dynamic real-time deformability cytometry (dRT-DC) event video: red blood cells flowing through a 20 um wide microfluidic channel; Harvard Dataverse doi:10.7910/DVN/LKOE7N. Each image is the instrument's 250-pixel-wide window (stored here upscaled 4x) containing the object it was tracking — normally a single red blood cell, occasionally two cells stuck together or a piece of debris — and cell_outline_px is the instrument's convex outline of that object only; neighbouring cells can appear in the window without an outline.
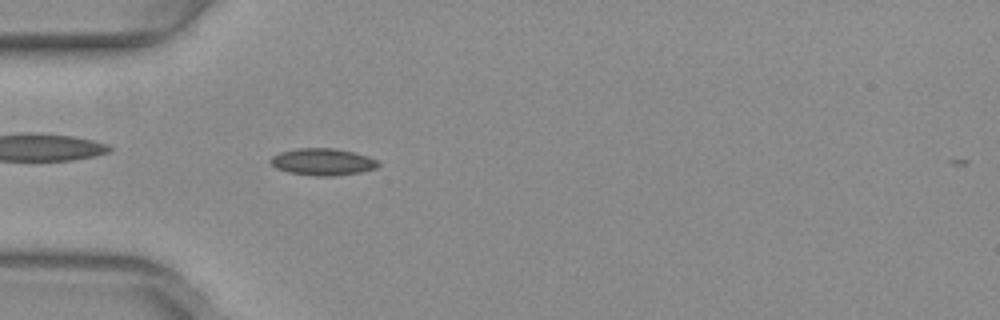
{"species": "common noctule bat (a hibernating species)", "species_latin": "Nyctalus noctula", "temperature_condition": "warm", "stored_images_in_passage": 52, "camera_frame_rate_fps": 3000, "um_per_image_px": 0.085, "animal": {"sex": "female", "body_mass_g": 29.2, "forearm_length_mm": 56.3}, "frame": {"image": 1, "passage_image": 16, "time_ms": 5.0, "image_size_px": [1000, 320], "cell_outline_px": [[380, 164], [376, 168], [360, 172], [336, 176], [316, 176], [288, 172], [276, 168], [268, 160], [272, 156], [280, 152], [296, 148], [332, 148], [352, 152], [368, 156], [376, 160]], "centroid_in_image_um": [27.4, 13.76], "position_along_channel_um": 57.6, "area_um2": 16.88}}
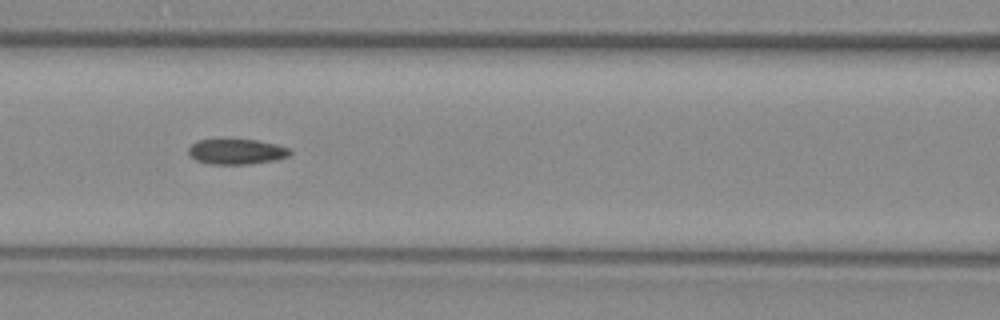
{"frame": {"image": 2, "passage_image": 23, "time_ms": 7.333, "image_size_px": [1000, 320], "cell_outline_px": [[292, 152], [288, 156], [276, 160], [248, 164], [208, 164], [196, 160], [188, 152], [188, 148], [196, 140], [256, 140], [276, 144], [288, 148]], "centroid_in_image_um": [20.1, 12.89], "position_along_channel_um": 146.5, "area_um2": 14.85}}
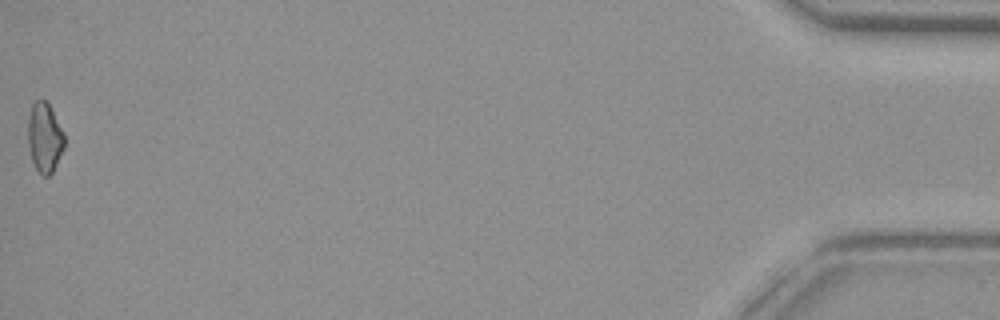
{"frame": {"image": 3, "passage_image": 52, "time_ms": 17.0, "image_size_px": [1000, 320], "cell_outline_px": [[64, 148], [52, 172], [48, 176], [40, 176], [32, 160], [28, 144], [28, 116], [32, 104], [36, 100], [44, 100], [48, 104], [64, 132]], "centroid_in_image_um": [3.78, 11.71], "position_along_channel_um": 431.4, "area_um2": 14.68}, "authors_computed_cell_mechanics": {"area_um2": 15.1147, "velocity_mm_per_s": 4.015, "shape_relaxation_time_tau1_ms": null, "shape_relaxation_time_tau2_ms": 3.6677, "deformation_change_tau1": null, "deformation_change_tau2": 0.0909}}